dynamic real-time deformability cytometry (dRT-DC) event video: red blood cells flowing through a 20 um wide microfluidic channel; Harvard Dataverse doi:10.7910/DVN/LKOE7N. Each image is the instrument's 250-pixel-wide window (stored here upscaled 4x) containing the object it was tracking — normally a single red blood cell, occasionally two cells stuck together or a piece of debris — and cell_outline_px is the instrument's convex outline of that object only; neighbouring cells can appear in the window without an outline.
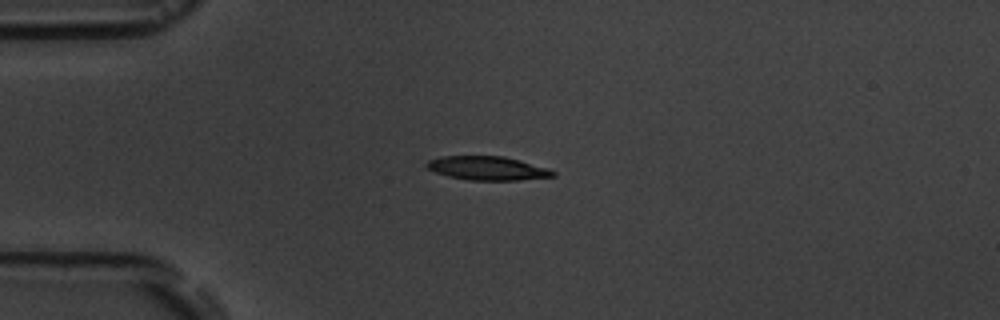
{"species": "common noctule bat (a hibernating species)", "species_latin": "Nyctalus noctula", "temperature_condition": "room temperature", "stored_images_in_passage": 2, "camera_frame_rate_fps": 3000, "um_per_image_px": 0.085, "animal": {"sex": "male", "body_mass_g": 19.5, "forearm_length_mm": 54.6}, "frame": {"image": 1, "passage_image": 1, "time_ms": 0.0, "image_size_px": [1000, 320], "cell_outline_px": [[556, 176], [520, 180], [468, 180], [448, 176], [436, 172], [428, 168], [424, 164], [428, 160], [440, 156], [504, 156], [520, 160], [548, 168], [556, 172]], "centroid_in_image_um": [41.44, 14.29], "position_along_channel_um": 43.6, "area_um2": 17.57}}